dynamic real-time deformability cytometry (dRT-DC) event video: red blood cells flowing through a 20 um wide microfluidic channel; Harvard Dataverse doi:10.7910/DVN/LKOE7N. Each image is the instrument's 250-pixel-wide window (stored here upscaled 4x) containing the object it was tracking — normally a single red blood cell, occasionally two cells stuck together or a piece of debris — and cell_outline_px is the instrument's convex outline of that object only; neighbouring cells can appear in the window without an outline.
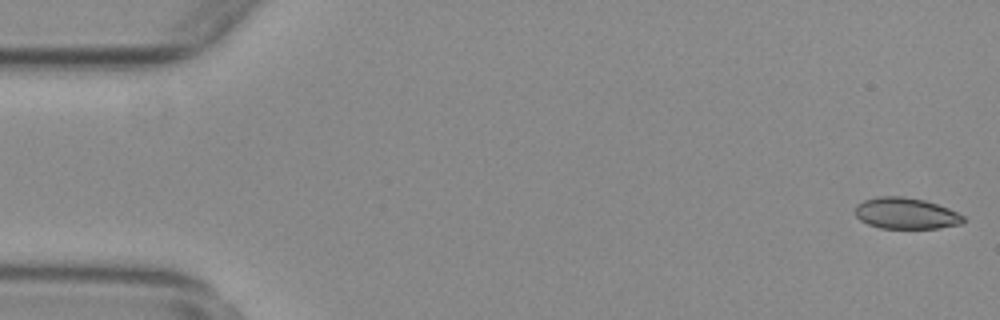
{"species": "common noctule bat (a hibernating species)", "species_latin": "Nyctalus noctula", "temperature_condition": "warm", "stored_images_in_passage": 54, "camera_frame_rate_fps": 3000, "um_per_image_px": 0.085, "animal": {"sex": "female", "body_mass_g": 29.2, "forearm_length_mm": 56.3}, "frame": {"image": 1, "passage_image": 1, "time_ms": 0.0, "image_size_px": [1000, 320], "cell_outline_px": [[964, 220], [960, 224], [940, 228], [880, 228], [868, 224], [860, 220], [856, 216], [856, 204], [864, 200], [876, 196], [904, 196], [924, 200], [948, 208], [964, 216]], "centroid_in_image_um": [76.98, 18.13], "position_along_channel_um": 8.0, "area_um2": 19.65}}
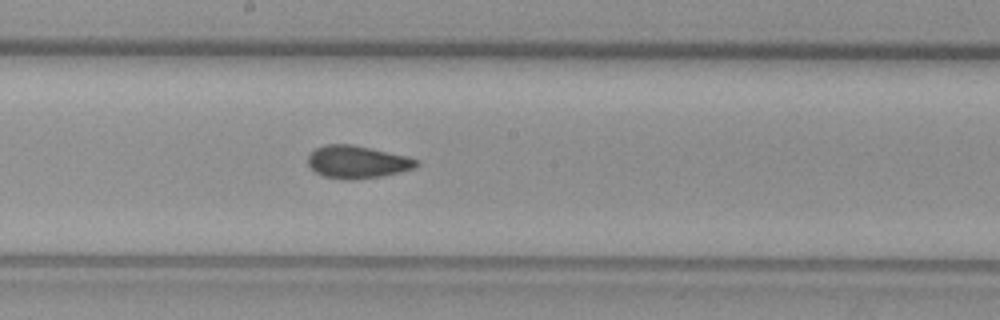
{"frame": {"image": 2, "passage_image": 29, "time_ms": 9.333, "image_size_px": [1000, 320], "cell_outline_px": [[420, 164], [416, 168], [400, 172], [380, 176], [352, 180], [348, 180], [324, 176], [316, 172], [308, 164], [308, 156], [316, 148], [324, 144], [352, 144], [408, 156], [420, 160]], "centroid_in_image_um": [30.41, 13.76], "position_along_channel_um": 217.8, "area_um2": 20.69}}
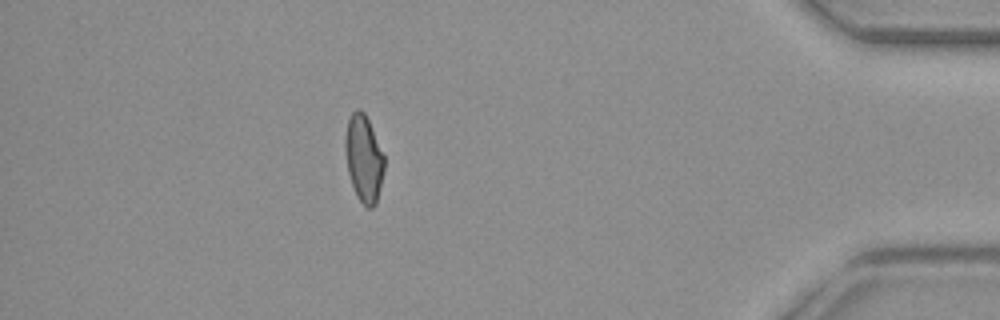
{"frame": {"image": 3, "passage_image": 48, "time_ms": 15.667, "image_size_px": [1000, 320], "cell_outline_px": [[384, 168], [376, 204], [372, 208], [368, 208], [356, 196], [348, 172], [344, 148], [344, 136], [348, 120], [352, 112], [356, 108], [360, 108], [364, 112], [368, 120], [384, 156]], "centroid_in_image_um": [30.89, 13.45], "position_along_channel_um": 404.3, "area_um2": 19.65}, "authors_computed_cell_mechanics": {"area_um2": 20.3167, "velocity_mm_per_s": 3.766, "shape_relaxation_time_tau1_ms": null, "shape_relaxation_time_tau2_ms": 1.3808, "deformation_change_tau1": null, "deformation_change_tau2": 0.0572}}